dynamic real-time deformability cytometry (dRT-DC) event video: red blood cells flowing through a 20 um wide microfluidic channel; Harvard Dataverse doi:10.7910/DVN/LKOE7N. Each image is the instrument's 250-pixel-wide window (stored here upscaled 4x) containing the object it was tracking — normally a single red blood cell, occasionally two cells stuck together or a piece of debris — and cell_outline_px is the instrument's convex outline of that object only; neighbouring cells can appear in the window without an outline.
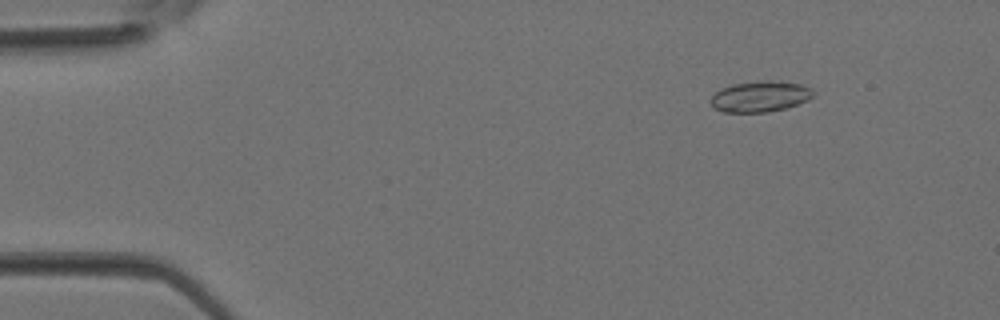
{"species": "Egyptian fruit bat (a non-hibernating species)", "species_latin": "Rousettus aegyptiacus", "temperature_condition": "room temperature", "stored_images_in_passage": 38, "camera_frame_rate_fps": 3000, "um_per_image_px": 0.085, "animal": {"sex": "female"}, "frame": {"image": 1, "passage_image": 5, "time_ms": 1.333, "image_size_px": [1000, 320], "cell_outline_px": [[816, 92], [808, 100], [784, 108], [768, 112], [724, 112], [716, 108], [712, 104], [712, 96], [720, 88], [732, 84], [760, 80], [772, 80], [800, 84], [812, 88]], "centroid_in_image_um": [64.64, 8.18], "position_along_channel_um": 20.4, "area_um2": 18.38}}
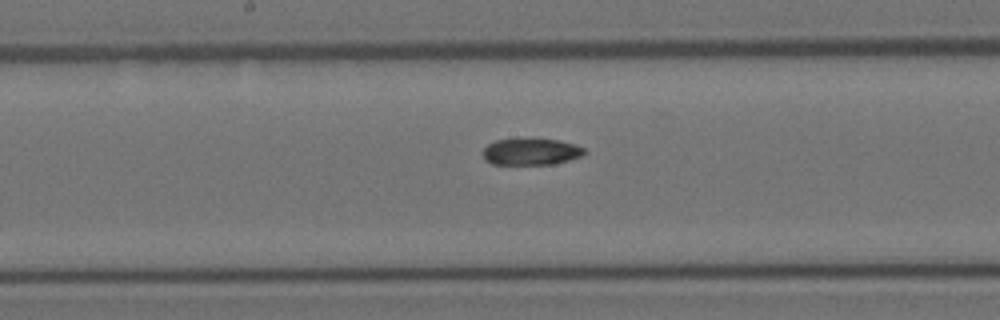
{"frame": {"image": 2, "passage_image": 20, "time_ms": 6.333, "image_size_px": [1000, 320], "cell_outline_px": [[584, 152], [580, 156], [568, 160], [552, 164], [492, 164], [484, 160], [480, 152], [488, 144], [496, 140], [556, 140], [576, 144], [584, 148]], "centroid_in_image_um": [45.07, 12.91], "position_along_channel_um": 203.1, "area_um2": 15.43}}
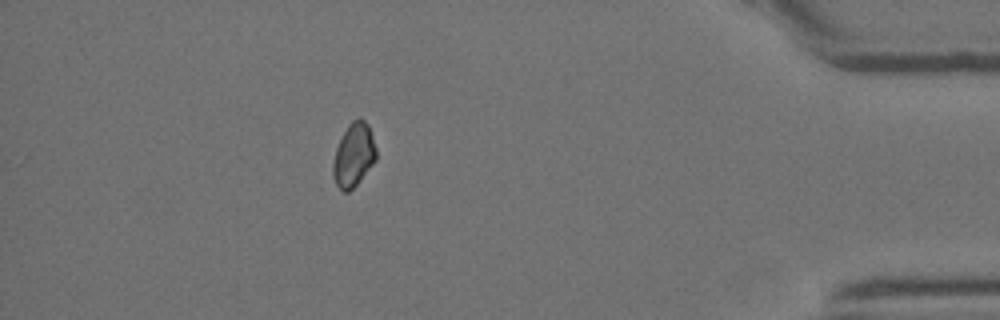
{"frame": {"image": 3, "passage_image": 34, "time_ms": 11.0, "image_size_px": [1000, 320], "cell_outline_px": [[376, 160], [360, 180], [348, 192], [344, 192], [336, 184], [332, 176], [332, 164], [336, 148], [348, 124], [352, 120], [360, 116], [368, 124], [376, 148]], "centroid_in_image_um": [30.05, 13.16], "position_along_channel_um": 405.1, "area_um2": 15.95}}